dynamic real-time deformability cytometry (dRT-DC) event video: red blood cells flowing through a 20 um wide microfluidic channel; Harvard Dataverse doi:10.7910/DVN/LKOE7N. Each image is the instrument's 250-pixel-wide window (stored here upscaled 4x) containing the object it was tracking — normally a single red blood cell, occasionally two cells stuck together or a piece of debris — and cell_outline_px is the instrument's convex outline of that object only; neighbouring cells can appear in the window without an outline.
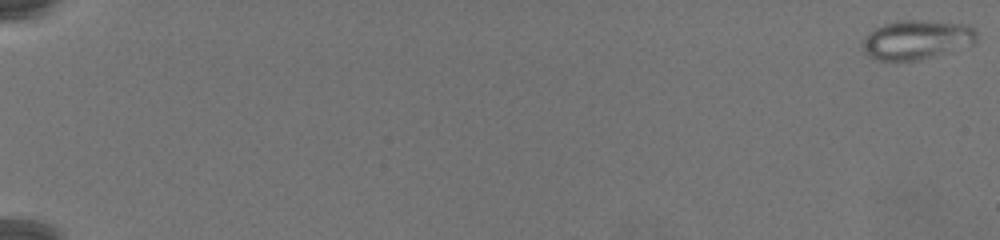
{"species": "common noctule bat (a hibernating species)", "species_latin": "Nyctalus noctula", "temperature_condition": "warm", "stored_images_in_passage": 81, "camera_frame_rate_fps": 3000, "um_per_image_px": 0.085, "animal": {"sex": "female", "body_mass_g": 19.5, "forearm_length_mm": 54.1}, "frame": {"image": 1, "passage_image": 1, "time_ms": 0.0, "image_size_px": [1000, 240], "cell_outline_px": [[976, 40], [972, 44], [920, 60], [876, 60], [868, 56], [860, 48], [860, 40], [868, 32], [884, 24], [896, 20], [920, 20], [968, 24], [976, 28]], "centroid_in_image_um": [77.85, 3.36], "position_along_channel_um": 7.1, "area_um2": 26.36}}
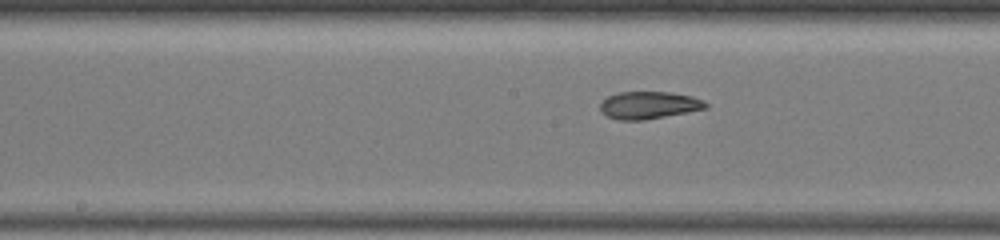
{"frame": {"image": 2, "passage_image": 46, "time_ms": 15.0, "image_size_px": [1000, 240], "cell_outline_px": [[708, 108], [688, 112], [644, 120], [620, 120], [608, 116], [600, 112], [600, 104], [608, 96], [616, 92], [672, 92], [692, 96], [704, 100], [708, 104]], "centroid_in_image_um": [55.17, 8.93], "position_along_channel_um": 193.0, "area_um2": 16.94}}
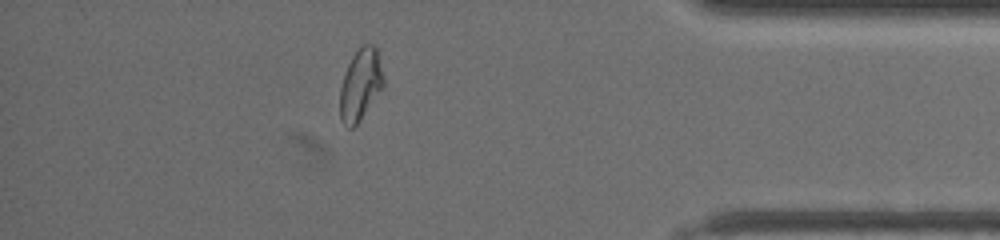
{"frame": {"image": 3, "passage_image": 72, "time_ms": 23.667, "image_size_px": [1000, 240], "cell_outline_px": [[384, 84], [356, 124], [352, 128], [348, 128], [344, 124], [340, 116], [340, 88], [348, 64], [352, 56], [364, 44], [372, 44], [376, 48], [384, 80]], "centroid_in_image_um": [30.62, 7.18], "position_along_channel_um": 404.6, "area_um2": 17.46}}